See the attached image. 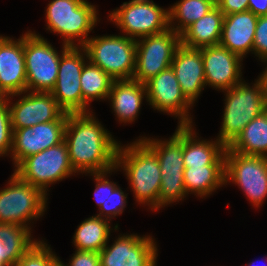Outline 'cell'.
Returning a JSON list of instances; mask_svg holds the SVG:
<instances>
[{"mask_svg":"<svg viewBox=\"0 0 267 266\" xmlns=\"http://www.w3.org/2000/svg\"><path fill=\"white\" fill-rule=\"evenodd\" d=\"M93 113L68 114L64 132L70 163L85 176L115 169L120 144Z\"/></svg>","mask_w":267,"mask_h":266,"instance_id":"obj_1","label":"cell"},{"mask_svg":"<svg viewBox=\"0 0 267 266\" xmlns=\"http://www.w3.org/2000/svg\"><path fill=\"white\" fill-rule=\"evenodd\" d=\"M115 168L125 173L135 201L158 211L160 165L155 152L141 138L127 145L119 144Z\"/></svg>","mask_w":267,"mask_h":266,"instance_id":"obj_2","label":"cell"},{"mask_svg":"<svg viewBox=\"0 0 267 266\" xmlns=\"http://www.w3.org/2000/svg\"><path fill=\"white\" fill-rule=\"evenodd\" d=\"M244 80L229 90L223 91L224 111L218 136L215 138L229 147L241 134L245 126L264 112L266 92L263 81L258 77L253 85Z\"/></svg>","mask_w":267,"mask_h":266,"instance_id":"obj_3","label":"cell"},{"mask_svg":"<svg viewBox=\"0 0 267 266\" xmlns=\"http://www.w3.org/2000/svg\"><path fill=\"white\" fill-rule=\"evenodd\" d=\"M97 11L87 0H51L45 9L46 29L59 34L63 44L82 47L101 20Z\"/></svg>","mask_w":267,"mask_h":266,"instance_id":"obj_4","label":"cell"},{"mask_svg":"<svg viewBox=\"0 0 267 266\" xmlns=\"http://www.w3.org/2000/svg\"><path fill=\"white\" fill-rule=\"evenodd\" d=\"M157 155L161 170L158 210L182 201L186 196L183 171V126H178L168 139L140 137Z\"/></svg>","mask_w":267,"mask_h":266,"instance_id":"obj_5","label":"cell"},{"mask_svg":"<svg viewBox=\"0 0 267 266\" xmlns=\"http://www.w3.org/2000/svg\"><path fill=\"white\" fill-rule=\"evenodd\" d=\"M88 60L114 80L133 78L136 61V39L125 35L90 37L82 46Z\"/></svg>","mask_w":267,"mask_h":266,"instance_id":"obj_6","label":"cell"},{"mask_svg":"<svg viewBox=\"0 0 267 266\" xmlns=\"http://www.w3.org/2000/svg\"><path fill=\"white\" fill-rule=\"evenodd\" d=\"M0 190V223L25 226L46 212L48 196L38 187L22 181L14 172ZM29 225V226H28Z\"/></svg>","mask_w":267,"mask_h":266,"instance_id":"obj_7","label":"cell"},{"mask_svg":"<svg viewBox=\"0 0 267 266\" xmlns=\"http://www.w3.org/2000/svg\"><path fill=\"white\" fill-rule=\"evenodd\" d=\"M70 46L62 43L60 52L35 31L24 33L27 91L51 92L57 80L61 55Z\"/></svg>","mask_w":267,"mask_h":266,"instance_id":"obj_8","label":"cell"},{"mask_svg":"<svg viewBox=\"0 0 267 266\" xmlns=\"http://www.w3.org/2000/svg\"><path fill=\"white\" fill-rule=\"evenodd\" d=\"M22 181L40 188L46 195L50 185L75 176L68 147L63 140L37 154L23 159L13 171Z\"/></svg>","mask_w":267,"mask_h":266,"instance_id":"obj_9","label":"cell"},{"mask_svg":"<svg viewBox=\"0 0 267 266\" xmlns=\"http://www.w3.org/2000/svg\"><path fill=\"white\" fill-rule=\"evenodd\" d=\"M108 15L122 35L136 40L169 28L168 8L160 7L153 0H129Z\"/></svg>","mask_w":267,"mask_h":266,"instance_id":"obj_10","label":"cell"},{"mask_svg":"<svg viewBox=\"0 0 267 266\" xmlns=\"http://www.w3.org/2000/svg\"><path fill=\"white\" fill-rule=\"evenodd\" d=\"M238 186L257 209L267 198V158L225 150V186Z\"/></svg>","mask_w":267,"mask_h":266,"instance_id":"obj_11","label":"cell"},{"mask_svg":"<svg viewBox=\"0 0 267 266\" xmlns=\"http://www.w3.org/2000/svg\"><path fill=\"white\" fill-rule=\"evenodd\" d=\"M180 44V35L171 28L137 39L135 71L132 79L145 84L170 67Z\"/></svg>","mask_w":267,"mask_h":266,"instance_id":"obj_12","label":"cell"},{"mask_svg":"<svg viewBox=\"0 0 267 266\" xmlns=\"http://www.w3.org/2000/svg\"><path fill=\"white\" fill-rule=\"evenodd\" d=\"M88 56L83 47L70 46L60 57L53 97L68 114L82 113L80 77Z\"/></svg>","mask_w":267,"mask_h":266,"instance_id":"obj_13","label":"cell"},{"mask_svg":"<svg viewBox=\"0 0 267 266\" xmlns=\"http://www.w3.org/2000/svg\"><path fill=\"white\" fill-rule=\"evenodd\" d=\"M145 85L146 101L151 108L178 117V126L193 125V117L189 110L194 105L183 94L171 66L152 77Z\"/></svg>","mask_w":267,"mask_h":266,"instance_id":"obj_14","label":"cell"},{"mask_svg":"<svg viewBox=\"0 0 267 266\" xmlns=\"http://www.w3.org/2000/svg\"><path fill=\"white\" fill-rule=\"evenodd\" d=\"M99 252L101 266H157L158 248L152 235L120 234Z\"/></svg>","mask_w":267,"mask_h":266,"instance_id":"obj_15","label":"cell"},{"mask_svg":"<svg viewBox=\"0 0 267 266\" xmlns=\"http://www.w3.org/2000/svg\"><path fill=\"white\" fill-rule=\"evenodd\" d=\"M15 96L20 97L12 102ZM6 101L10 111L12 131L32 127L39 123L56 121L65 113L51 92L25 91L7 96Z\"/></svg>","mask_w":267,"mask_h":266,"instance_id":"obj_16","label":"cell"},{"mask_svg":"<svg viewBox=\"0 0 267 266\" xmlns=\"http://www.w3.org/2000/svg\"><path fill=\"white\" fill-rule=\"evenodd\" d=\"M68 113L58 120L13 130L10 158L14 168L26 157L37 154L64 140Z\"/></svg>","mask_w":267,"mask_h":266,"instance_id":"obj_17","label":"cell"},{"mask_svg":"<svg viewBox=\"0 0 267 266\" xmlns=\"http://www.w3.org/2000/svg\"><path fill=\"white\" fill-rule=\"evenodd\" d=\"M205 84L220 92L229 90L242 79L243 60L220 45L201 48Z\"/></svg>","mask_w":267,"mask_h":266,"instance_id":"obj_18","label":"cell"},{"mask_svg":"<svg viewBox=\"0 0 267 266\" xmlns=\"http://www.w3.org/2000/svg\"><path fill=\"white\" fill-rule=\"evenodd\" d=\"M25 91L24 34L18 39L0 35V98Z\"/></svg>","mask_w":267,"mask_h":266,"instance_id":"obj_19","label":"cell"},{"mask_svg":"<svg viewBox=\"0 0 267 266\" xmlns=\"http://www.w3.org/2000/svg\"><path fill=\"white\" fill-rule=\"evenodd\" d=\"M185 97L194 105L206 87L201 48H188L180 44L171 63Z\"/></svg>","mask_w":267,"mask_h":266,"instance_id":"obj_20","label":"cell"},{"mask_svg":"<svg viewBox=\"0 0 267 266\" xmlns=\"http://www.w3.org/2000/svg\"><path fill=\"white\" fill-rule=\"evenodd\" d=\"M257 21L258 16L249 10L225 15L219 45L242 59L253 53Z\"/></svg>","mask_w":267,"mask_h":266,"instance_id":"obj_21","label":"cell"},{"mask_svg":"<svg viewBox=\"0 0 267 266\" xmlns=\"http://www.w3.org/2000/svg\"><path fill=\"white\" fill-rule=\"evenodd\" d=\"M144 98L147 100L146 85L130 79L114 80L107 100L119 123L132 124L140 114Z\"/></svg>","mask_w":267,"mask_h":266,"instance_id":"obj_22","label":"cell"},{"mask_svg":"<svg viewBox=\"0 0 267 266\" xmlns=\"http://www.w3.org/2000/svg\"><path fill=\"white\" fill-rule=\"evenodd\" d=\"M194 125L183 126L184 167L225 165L226 147L217 139L199 138Z\"/></svg>","mask_w":267,"mask_h":266,"instance_id":"obj_23","label":"cell"},{"mask_svg":"<svg viewBox=\"0 0 267 266\" xmlns=\"http://www.w3.org/2000/svg\"><path fill=\"white\" fill-rule=\"evenodd\" d=\"M224 16L216 6L180 35L181 44L197 49L219 45Z\"/></svg>","mask_w":267,"mask_h":266,"instance_id":"obj_24","label":"cell"},{"mask_svg":"<svg viewBox=\"0 0 267 266\" xmlns=\"http://www.w3.org/2000/svg\"><path fill=\"white\" fill-rule=\"evenodd\" d=\"M31 233L25 226L0 223V266H14L31 248L38 240Z\"/></svg>","mask_w":267,"mask_h":266,"instance_id":"obj_25","label":"cell"},{"mask_svg":"<svg viewBox=\"0 0 267 266\" xmlns=\"http://www.w3.org/2000/svg\"><path fill=\"white\" fill-rule=\"evenodd\" d=\"M183 177L187 195L203 199L225 186V165L185 167Z\"/></svg>","mask_w":267,"mask_h":266,"instance_id":"obj_26","label":"cell"},{"mask_svg":"<svg viewBox=\"0 0 267 266\" xmlns=\"http://www.w3.org/2000/svg\"><path fill=\"white\" fill-rule=\"evenodd\" d=\"M110 222L95 215L82 221L72 239L76 250L100 252L108 243L111 231H118V224L112 228Z\"/></svg>","mask_w":267,"mask_h":266,"instance_id":"obj_27","label":"cell"},{"mask_svg":"<svg viewBox=\"0 0 267 266\" xmlns=\"http://www.w3.org/2000/svg\"><path fill=\"white\" fill-rule=\"evenodd\" d=\"M113 82L114 79L106 74L100 67L92 64L88 60L84 64L80 77L82 113H90L93 111L90 108L91 102L95 100H107Z\"/></svg>","mask_w":267,"mask_h":266,"instance_id":"obj_28","label":"cell"},{"mask_svg":"<svg viewBox=\"0 0 267 266\" xmlns=\"http://www.w3.org/2000/svg\"><path fill=\"white\" fill-rule=\"evenodd\" d=\"M228 148L239 154L267 158V115L263 112L252 119Z\"/></svg>","mask_w":267,"mask_h":266,"instance_id":"obj_29","label":"cell"},{"mask_svg":"<svg viewBox=\"0 0 267 266\" xmlns=\"http://www.w3.org/2000/svg\"><path fill=\"white\" fill-rule=\"evenodd\" d=\"M215 7L216 3L213 0H180L168 8L169 28L181 35Z\"/></svg>","mask_w":267,"mask_h":266,"instance_id":"obj_30","label":"cell"},{"mask_svg":"<svg viewBox=\"0 0 267 266\" xmlns=\"http://www.w3.org/2000/svg\"><path fill=\"white\" fill-rule=\"evenodd\" d=\"M59 257L44 240H37L14 266H52Z\"/></svg>","mask_w":267,"mask_h":266,"instance_id":"obj_31","label":"cell"},{"mask_svg":"<svg viewBox=\"0 0 267 266\" xmlns=\"http://www.w3.org/2000/svg\"><path fill=\"white\" fill-rule=\"evenodd\" d=\"M119 171L118 169H113L103 173H94L89 174L94 177L95 180V191H94V198L96 201L97 206L99 207V214H95V216L105 218L108 220V200H109V179L108 177L112 172ZM109 174V175H108Z\"/></svg>","mask_w":267,"mask_h":266,"instance_id":"obj_32","label":"cell"},{"mask_svg":"<svg viewBox=\"0 0 267 266\" xmlns=\"http://www.w3.org/2000/svg\"><path fill=\"white\" fill-rule=\"evenodd\" d=\"M13 131L6 98H0V157L9 156L12 149Z\"/></svg>","mask_w":267,"mask_h":266,"instance_id":"obj_33","label":"cell"},{"mask_svg":"<svg viewBox=\"0 0 267 266\" xmlns=\"http://www.w3.org/2000/svg\"><path fill=\"white\" fill-rule=\"evenodd\" d=\"M117 183L109 180L108 220L119 216L127 206V194Z\"/></svg>","mask_w":267,"mask_h":266,"instance_id":"obj_34","label":"cell"},{"mask_svg":"<svg viewBox=\"0 0 267 266\" xmlns=\"http://www.w3.org/2000/svg\"><path fill=\"white\" fill-rule=\"evenodd\" d=\"M253 54L262 63L267 60V15L258 16L254 34Z\"/></svg>","mask_w":267,"mask_h":266,"instance_id":"obj_35","label":"cell"},{"mask_svg":"<svg viewBox=\"0 0 267 266\" xmlns=\"http://www.w3.org/2000/svg\"><path fill=\"white\" fill-rule=\"evenodd\" d=\"M64 266H101L99 252L76 250Z\"/></svg>","mask_w":267,"mask_h":266,"instance_id":"obj_36","label":"cell"},{"mask_svg":"<svg viewBox=\"0 0 267 266\" xmlns=\"http://www.w3.org/2000/svg\"><path fill=\"white\" fill-rule=\"evenodd\" d=\"M216 6L224 15L248 10V0H219Z\"/></svg>","mask_w":267,"mask_h":266,"instance_id":"obj_37","label":"cell"},{"mask_svg":"<svg viewBox=\"0 0 267 266\" xmlns=\"http://www.w3.org/2000/svg\"><path fill=\"white\" fill-rule=\"evenodd\" d=\"M248 10L256 16H266L267 0H248Z\"/></svg>","mask_w":267,"mask_h":266,"instance_id":"obj_38","label":"cell"},{"mask_svg":"<svg viewBox=\"0 0 267 266\" xmlns=\"http://www.w3.org/2000/svg\"><path fill=\"white\" fill-rule=\"evenodd\" d=\"M264 64L266 65L265 66V70L262 71L261 74H259L260 76H258L262 81H263V84H264V90L266 92V96H267V60L263 61Z\"/></svg>","mask_w":267,"mask_h":266,"instance_id":"obj_39","label":"cell"},{"mask_svg":"<svg viewBox=\"0 0 267 266\" xmlns=\"http://www.w3.org/2000/svg\"><path fill=\"white\" fill-rule=\"evenodd\" d=\"M52 266H64L63 261L59 258Z\"/></svg>","mask_w":267,"mask_h":266,"instance_id":"obj_40","label":"cell"},{"mask_svg":"<svg viewBox=\"0 0 267 266\" xmlns=\"http://www.w3.org/2000/svg\"><path fill=\"white\" fill-rule=\"evenodd\" d=\"M264 113L267 115V96H266L265 102H264Z\"/></svg>","mask_w":267,"mask_h":266,"instance_id":"obj_41","label":"cell"},{"mask_svg":"<svg viewBox=\"0 0 267 266\" xmlns=\"http://www.w3.org/2000/svg\"><path fill=\"white\" fill-rule=\"evenodd\" d=\"M265 264H267V257L265 258ZM246 266H255V263H254V261L253 262H250V263H248ZM262 266V265H261ZM266 266V265H265Z\"/></svg>","mask_w":267,"mask_h":266,"instance_id":"obj_42","label":"cell"}]
</instances>
